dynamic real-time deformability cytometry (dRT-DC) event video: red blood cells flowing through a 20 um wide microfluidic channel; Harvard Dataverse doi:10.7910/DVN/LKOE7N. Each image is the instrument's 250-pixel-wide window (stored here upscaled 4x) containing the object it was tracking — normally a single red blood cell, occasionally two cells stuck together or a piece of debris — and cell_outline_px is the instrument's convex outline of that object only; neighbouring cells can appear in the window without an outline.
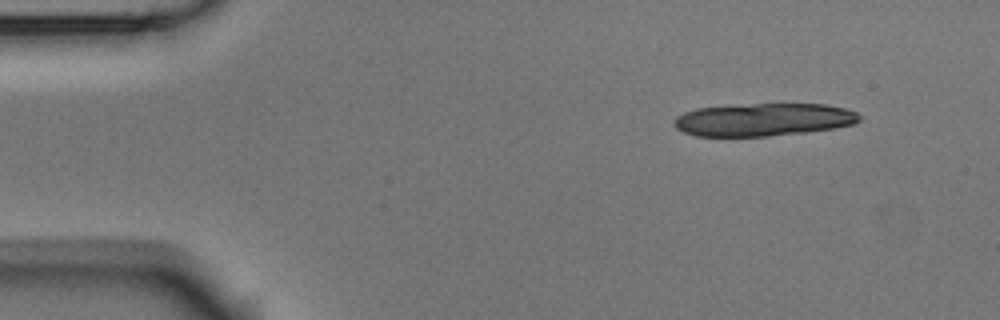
{"species": "Egyptian fruit bat (a non-hibernating species)", "species_latin": "Rousettus aegyptiacus", "temperature_condition": "room temperature", "stored_images_in_passage": 8, "camera_frame_rate_fps": 3000, "um_per_image_px": 0.085, "animal": {"sex": "male"}, "frame": {"image": 1, "passage_image": 1, "time_ms": 0.0, "image_size_px": [1000, 320], "cell_outline_px": [[860, 120], [856, 124], [808, 132], [768, 136], [696, 136], [684, 132], [676, 128], [672, 124], [672, 120], [676, 116], [684, 112], [696, 108], [728, 104], [824, 104], [844, 108], [856, 112], [860, 116]], "centroid_in_image_um": [64.84, 10.16], "position_along_channel_um": 20.2, "area_um2": 35.84}}
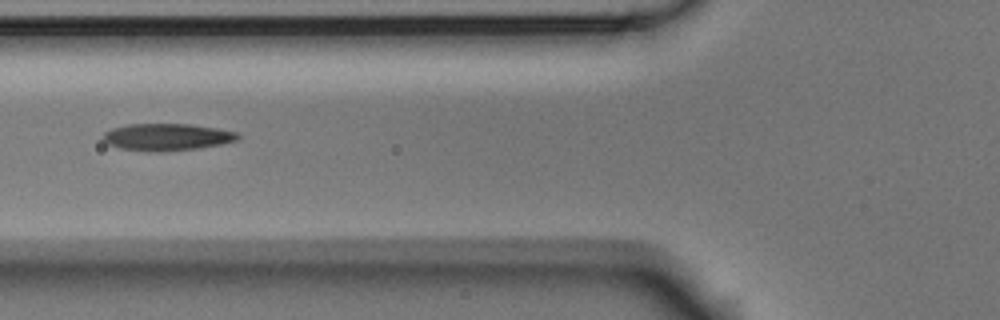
{"frame": {"image": 2, "passage_image": 5, "time_ms": 1.333, "image_size_px": [1000, 320], "cell_outline_px": [[240, 136], [236, 140], [220, 144], [200, 148], [160, 152], [156, 152], [120, 148], [108, 144], [104, 140], [104, 132], [112, 128], [128, 124], [188, 124], [220, 128], [236, 132]], "centroid_in_image_um": [14.2, 11.64], "position_along_channel_um": 111.6, "area_um2": 21.15}}
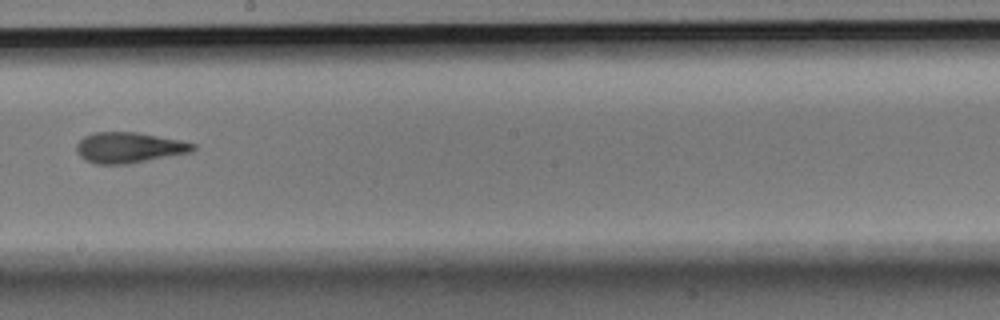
{"frame": {"image": 3, "passage_image": 8, "time_ms": 2.333, "image_size_px": [1000, 320], "cell_outline_px": [[196, 148], [192, 152], [128, 164], [96, 164], [84, 160], [76, 152], [76, 144], [84, 136], [92, 132], [136, 132], [180, 140], [196, 144]], "centroid_in_image_um": [10.95, 12.55], "position_along_channel_um": 237.3, "area_um2": 20.92}}